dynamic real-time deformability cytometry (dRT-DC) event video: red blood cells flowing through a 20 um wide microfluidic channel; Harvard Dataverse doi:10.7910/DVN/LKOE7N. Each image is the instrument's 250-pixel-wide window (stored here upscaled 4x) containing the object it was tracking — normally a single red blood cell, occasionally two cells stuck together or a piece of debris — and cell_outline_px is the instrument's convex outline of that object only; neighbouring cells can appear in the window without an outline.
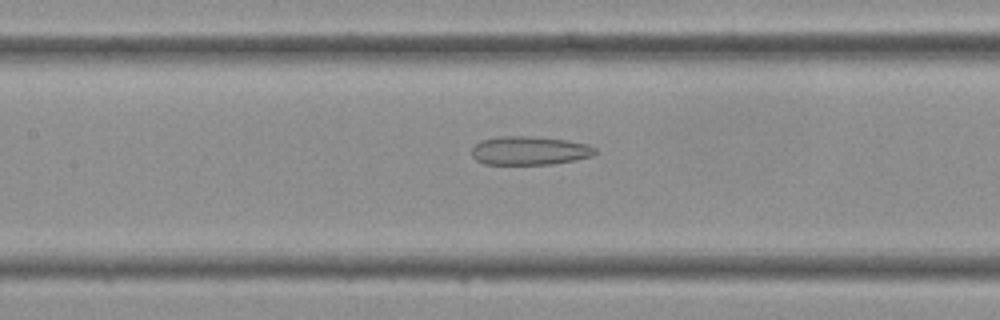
{"species": "Egyptian fruit bat (a non-hibernating species)", "species_latin": "Rousettus aegyptiacus", "temperature_condition": "cold", "stored_images_in_passage": 32, "camera_frame_rate_fps": 3000, "um_per_image_px": 0.085, "frame": {"image": 1, "passage_image": 9, "time_ms": 2.667, "image_size_px": [1000, 320], "cell_outline_px": [[600, 152], [592, 156], [576, 160], [552, 164], [484, 164], [476, 160], [472, 156], [472, 148], [480, 140], [496, 136], [524, 136], [564, 140], [588, 144], [596, 148]], "centroid_in_image_um": [45.02, 12.81], "position_along_channel_um": 162.4, "area_um2": 20.69}}
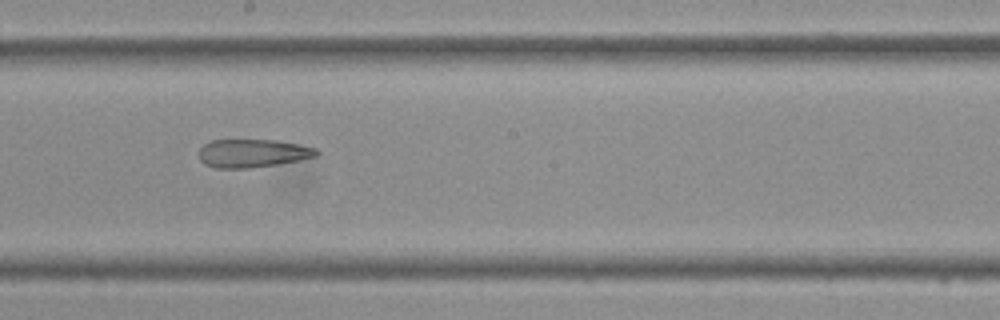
{"frame": {"image": 2, "passage_image": 13, "time_ms": 4.0, "image_size_px": [1000, 320], "cell_outline_px": [[320, 152], [316, 156], [276, 164], [248, 168], [216, 168], [204, 164], [200, 160], [200, 148], [208, 140], [276, 140], [316, 148]], "centroid_in_image_um": [21.43, 13.02], "position_along_channel_um": 226.8, "area_um2": 19.13}}
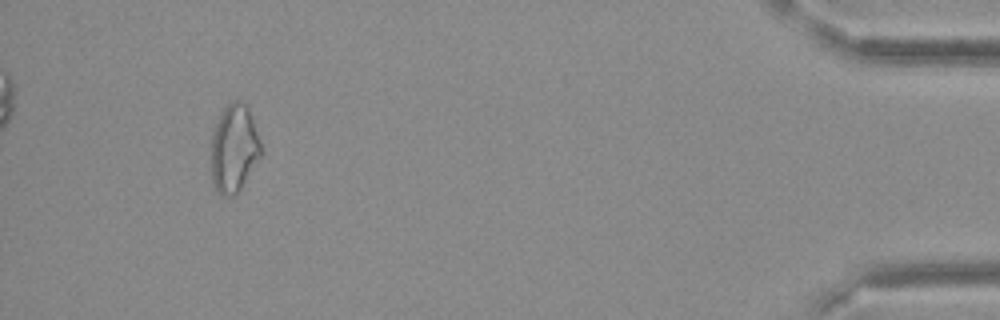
{"frame": {"image": 3, "passage_image": 29, "time_ms": 9.333, "image_size_px": [1000, 320], "cell_outline_px": [[260, 156], [240, 188], [232, 196], [220, 196], [212, 180], [212, 132], [220, 112], [232, 100], [240, 100], [248, 104], [260, 140]], "centroid_in_image_um": [19.88, 12.55], "position_along_channel_um": 415.3, "area_um2": 25.32}}